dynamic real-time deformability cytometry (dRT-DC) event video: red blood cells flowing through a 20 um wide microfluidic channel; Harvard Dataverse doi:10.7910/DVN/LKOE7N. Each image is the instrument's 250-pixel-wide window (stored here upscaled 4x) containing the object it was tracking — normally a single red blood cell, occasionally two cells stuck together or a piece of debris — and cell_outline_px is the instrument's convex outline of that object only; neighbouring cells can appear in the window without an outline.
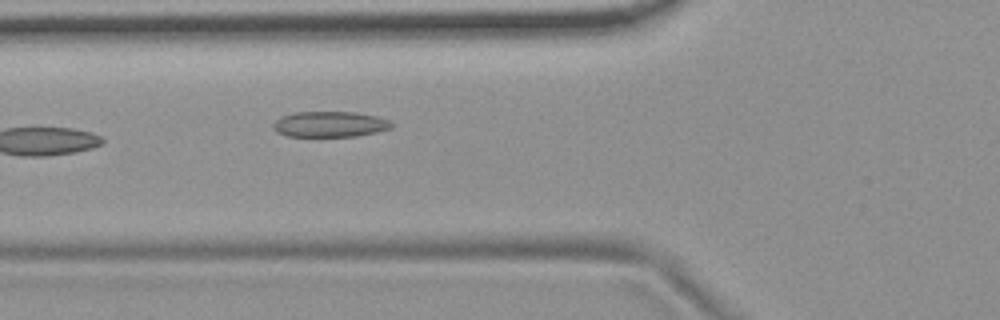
{"species": "common noctule bat (a hibernating species)", "species_latin": "Nyctalus noctula", "temperature_condition": "room temperature", "stored_images_in_passage": 6, "camera_frame_rate_fps": 3000, "um_per_image_px": 0.085, "animal": {"sex": "female", "body_mass_g": 19.9}, "frame": {"image": 1, "passage_image": 6, "time_ms": 1.667, "image_size_px": [1000, 320], "cell_outline_px": [[392, 128], [376, 132], [356, 136], [288, 136], [276, 132], [272, 128], [272, 124], [276, 120], [284, 116], [296, 112], [356, 112], [376, 116], [388, 120], [392, 124]], "centroid_in_image_um": [28.03, 10.56], "position_along_channel_um": 97.8, "area_um2": 17.57}}